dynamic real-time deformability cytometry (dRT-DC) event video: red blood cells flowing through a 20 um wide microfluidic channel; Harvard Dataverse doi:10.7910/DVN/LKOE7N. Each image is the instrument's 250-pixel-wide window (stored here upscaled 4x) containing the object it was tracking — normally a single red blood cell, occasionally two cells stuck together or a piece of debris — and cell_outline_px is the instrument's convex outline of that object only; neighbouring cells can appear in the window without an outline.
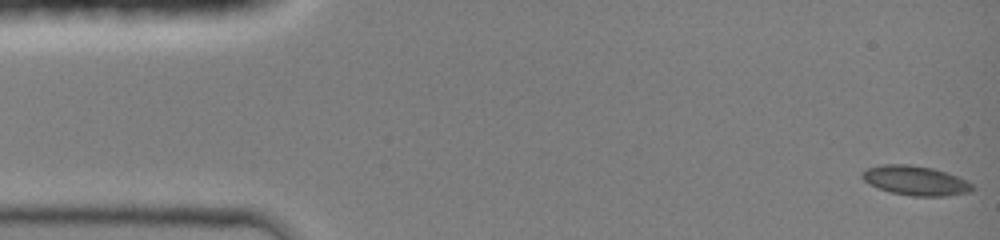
{"species": "common noctule bat (a hibernating species)", "species_latin": "Nyctalus noctula", "temperature_condition": "room temperature", "stored_images_in_passage": 45, "camera_frame_rate_fps": 3000, "um_per_image_px": 0.085, "animal": {"sex": "female", "body_mass_g": 19.0, "forearm_length_mm": 51.5}, "frame": {"image": 1, "passage_image": 1, "time_ms": 0.0, "image_size_px": [1000, 240], "cell_outline_px": [[976, 188], [968, 192], [944, 196], [912, 196], [892, 192], [868, 184], [860, 176], [860, 172], [868, 168], [884, 164], [908, 164], [932, 168], [948, 172], [968, 180]], "centroid_in_image_um": [77.83, 15.34], "position_along_channel_um": 7.2, "area_um2": 19.02}}
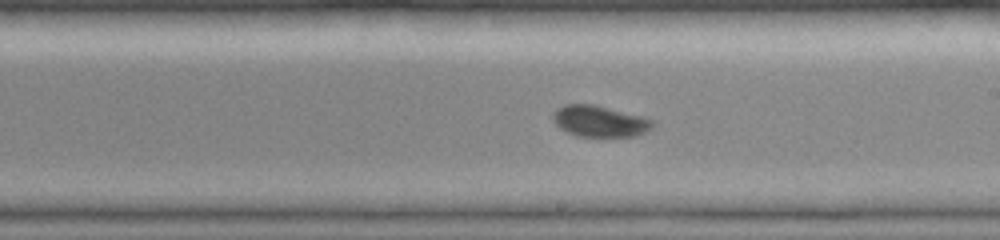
{"frame": {"image": 2, "passage_image": 26, "time_ms": 8.333, "image_size_px": [1000, 240], "cell_outline_px": [[652, 128], [636, 136], [580, 136], [568, 132], [560, 128], [552, 120], [552, 112], [556, 108], [564, 104], [592, 104], [644, 116], [652, 120]], "centroid_in_image_um": [50.94, 10.29], "position_along_channel_um": 238.1, "area_um2": 18.09}}
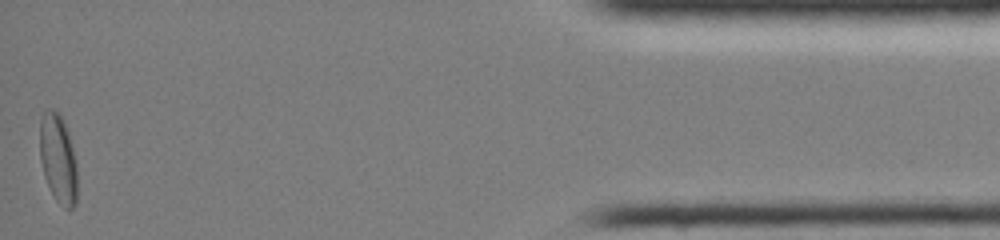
{"frame": {"image": 3, "passage_image": 45, "time_ms": 14.667, "image_size_px": [1000, 240], "cell_outline_px": [[76, 200], [72, 208], [64, 208], [56, 200], [44, 176], [40, 160], [40, 120], [44, 112], [56, 112], [60, 116], [68, 132], [76, 164]], "centroid_in_image_um": [4.93, 13.53], "position_along_channel_um": 430.3, "area_um2": 18.79}, "authors_computed_cell_mechanics": {"area_um2": 18.0336, "velocity_mm_per_s": 4.225, "shape_relaxation_time_tau1_ms": 4.6584, "shape_relaxation_time_tau2_ms": null, "deformation_change_tau1": 0.0984, "deformation_change_tau2": null}}